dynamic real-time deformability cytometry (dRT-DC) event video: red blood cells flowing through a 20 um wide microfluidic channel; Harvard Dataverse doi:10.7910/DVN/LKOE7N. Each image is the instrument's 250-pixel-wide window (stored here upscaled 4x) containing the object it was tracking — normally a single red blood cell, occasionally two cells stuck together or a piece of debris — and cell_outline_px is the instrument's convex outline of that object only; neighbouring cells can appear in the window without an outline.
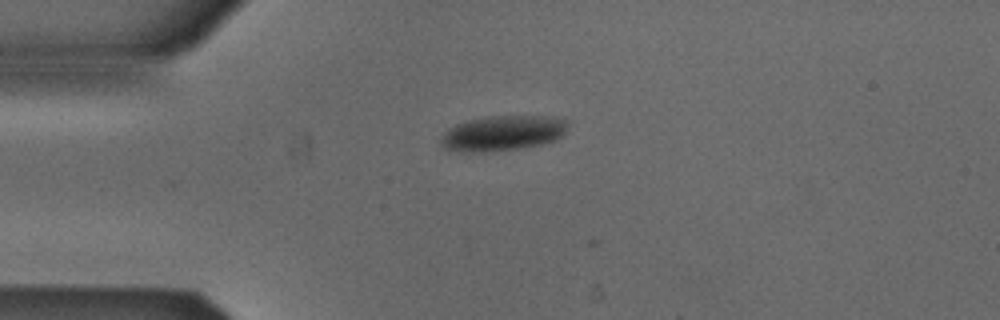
{"species": "Egyptian fruit bat (a non-hibernating species)", "species_latin": "Rousettus aegyptiacus", "temperature_condition": "cold", "stored_images_in_passage": 4, "camera_frame_rate_fps": 3000, "um_per_image_px": 0.085, "animal": {"sex": "male"}, "frame": {"image": 1, "passage_image": 2, "time_ms": 0.333, "image_size_px": [1000, 320], "cell_outline_px": [[568, 124], [564, 136], [556, 140], [540, 144], [520, 148], [484, 152], [448, 152], [440, 144], [440, 136], [448, 128], [456, 124], [484, 116], [548, 116], [564, 120]], "centroid_in_image_um": [42.67, 11.33], "position_along_channel_um": 42.3, "area_um2": 26.36}}